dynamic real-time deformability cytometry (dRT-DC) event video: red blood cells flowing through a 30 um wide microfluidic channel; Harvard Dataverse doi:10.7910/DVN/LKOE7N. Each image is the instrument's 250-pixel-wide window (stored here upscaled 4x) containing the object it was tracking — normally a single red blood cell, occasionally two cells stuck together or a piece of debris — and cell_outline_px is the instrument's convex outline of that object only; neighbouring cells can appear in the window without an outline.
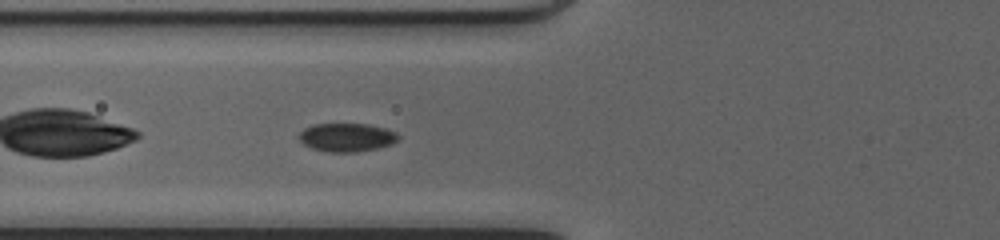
{"species": "common noctule bat (a hibernating species)", "species_latin": "Nyctalus noctula", "temperature_condition": "cold", "stored_images_in_passage": 31, "camera_frame_rate_fps": 3000, "um_per_image_px": 0.085, "animal": {"sex": "female", "body_mass_g": 20.0, "forearm_length_mm": 54.0}, "frame": {"image": 1, "passage_image": 3, "time_ms": 0.667, "image_size_px": [1000, 240], "cell_outline_px": [[400, 136], [392, 144], [380, 148], [356, 152], [328, 152], [312, 148], [304, 144], [300, 140], [300, 132], [304, 128], [312, 124], [368, 124], [388, 128], [396, 132]], "centroid_in_image_um": [29.51, 11.67], "position_along_channel_um": 96.3, "area_um2": 16.59}}
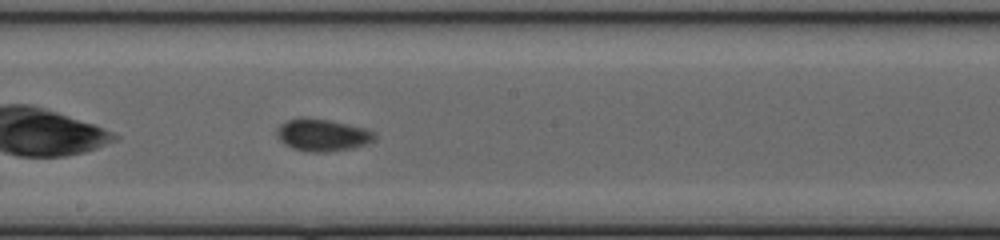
{"frame": {"image": 2, "passage_image": 12, "time_ms": 3.667, "image_size_px": [1000, 240], "cell_outline_px": [[376, 136], [372, 140], [364, 144], [352, 148], [328, 152], [308, 152], [292, 148], [284, 144], [276, 136], [276, 128], [280, 124], [288, 120], [300, 116], [308, 116], [348, 124], [364, 128], [372, 132]], "centroid_in_image_um": [27.32, 11.46], "position_along_channel_um": 220.9, "area_um2": 18.44}}
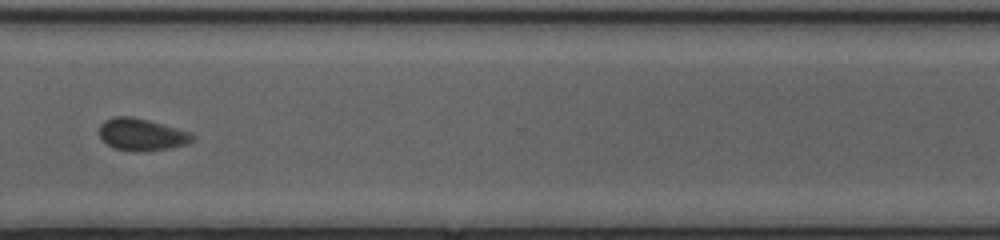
{"frame": {"image": 3, "passage_image": 22, "time_ms": 7.0, "image_size_px": [1000, 240], "cell_outline_px": [[196, 136], [192, 140], [184, 144], [172, 148], [144, 152], [132, 152], [116, 148], [108, 144], [100, 136], [100, 124], [104, 120], [112, 116], [132, 116], [148, 120], [192, 132]], "centroid_in_image_um": [12.06, 11.43], "position_along_channel_um": 358.5, "area_um2": 17.57}, "authors_computed_cell_mechanics": {"area_um2": 17.5712, "velocity_mm_per_s": 4.1391, "shape_relaxation_time_tau1_ms": 2.3114, "shape_relaxation_time_tau2_ms": 7.4089, "deformation_change_tau1": 0.0576, "deformation_change_tau2": 0.0955}}